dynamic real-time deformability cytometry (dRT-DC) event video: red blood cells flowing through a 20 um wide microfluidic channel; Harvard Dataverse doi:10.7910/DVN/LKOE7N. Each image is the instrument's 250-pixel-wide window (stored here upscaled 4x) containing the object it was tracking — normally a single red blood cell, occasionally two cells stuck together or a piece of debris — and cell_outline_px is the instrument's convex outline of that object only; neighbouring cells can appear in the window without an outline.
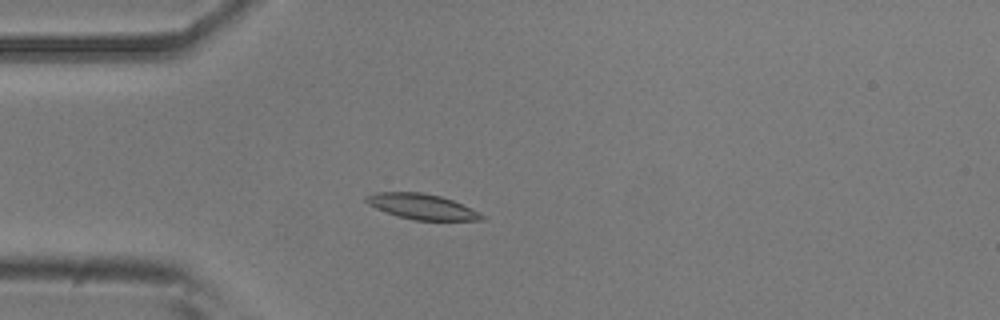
{"species": "common noctule bat (a hibernating species)", "species_latin": "Nyctalus noctula", "temperature_condition": "room temperature", "stored_images_in_passage": 51, "camera_frame_rate_fps": 3000, "um_per_image_px": 0.085, "animal": {"sex": "male", "body_mass_g": 20.5, "forearm_length_mm": 52.5}, "frame": {"image": 1, "passage_image": 13, "time_ms": 4.0, "image_size_px": [1000, 320], "cell_outline_px": [[484, 220], [412, 220], [376, 208], [368, 204], [364, 200], [364, 196], [376, 192], [420, 192], [440, 196], [452, 200], [480, 212], [484, 216]], "centroid_in_image_um": [35.85, 17.55], "position_along_channel_um": 49.1, "area_um2": 16.94}}
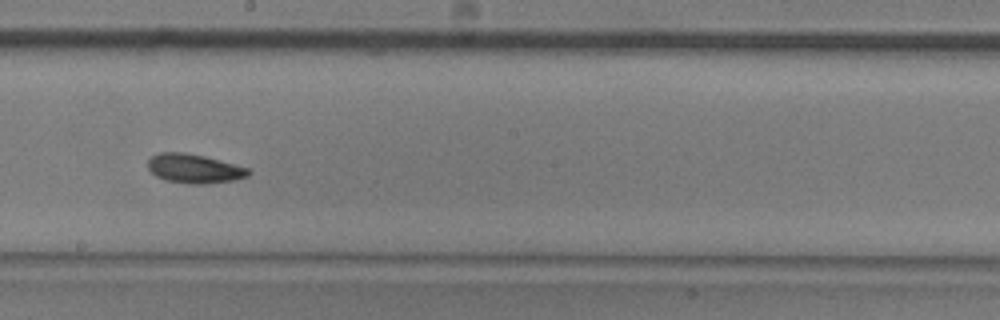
{"frame": {"image": 2, "passage_image": 28, "time_ms": 9.0, "image_size_px": [1000, 320], "cell_outline_px": [[252, 172], [248, 176], [236, 180], [204, 184], [188, 184], [164, 180], [156, 176], [148, 168], [148, 160], [152, 156], [160, 152], [184, 152], [204, 156], [248, 168]], "centroid_in_image_um": [16.51, 14.34], "position_along_channel_um": 231.7, "area_um2": 17.11}}
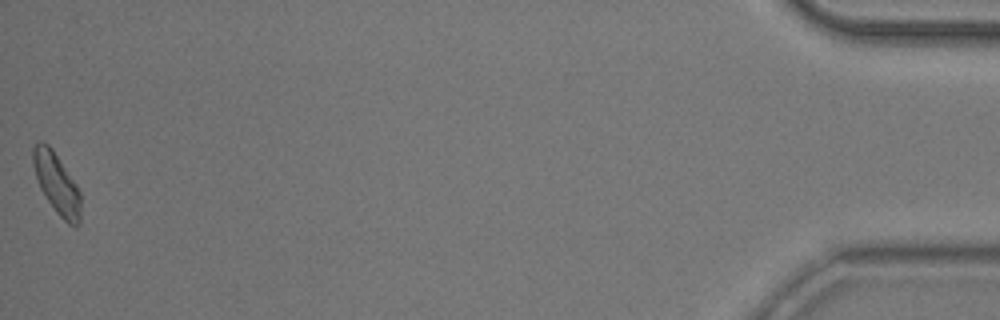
{"frame": {"image": 3, "passage_image": 51, "time_ms": 16.667, "image_size_px": [1000, 320], "cell_outline_px": [[80, 224], [76, 228], [68, 224], [56, 212], [40, 188], [32, 164], [32, 148], [36, 140], [40, 140], [48, 144], [52, 148], [76, 184], [80, 192]], "centroid_in_image_um": [4.81, 15.58], "position_along_channel_um": 430.4, "area_um2": 16.94}, "authors_computed_cell_mechanics": {"area_um2": 16.6464, "velocity_mm_per_s": 3.8776, "shape_relaxation_time_tau1_ms": 4.1636, "shape_relaxation_time_tau2_ms": 3.8818, "deformation_change_tau1": 0.1161, "deformation_change_tau2": 0.0929}}